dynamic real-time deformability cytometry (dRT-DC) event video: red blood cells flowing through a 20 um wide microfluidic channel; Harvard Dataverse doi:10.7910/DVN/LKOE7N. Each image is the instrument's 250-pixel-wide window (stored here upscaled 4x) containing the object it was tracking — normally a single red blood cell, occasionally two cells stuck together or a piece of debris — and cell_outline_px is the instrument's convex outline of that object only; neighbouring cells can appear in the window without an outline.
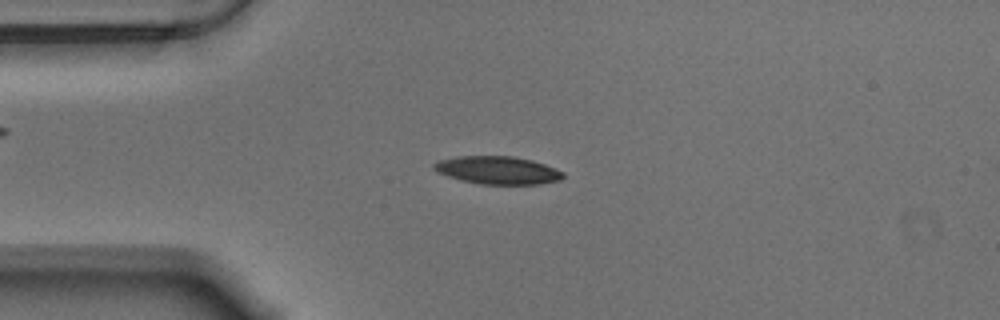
{"species": "Egyptian fruit bat (a non-hibernating species)", "species_latin": "Rousettus aegyptiacus", "temperature_condition": "warm", "stored_images_in_passage": 56, "camera_frame_rate_fps": 3000, "um_per_image_px": 0.085, "animal": {"sex": "male"}, "frame": {"image": 1, "passage_image": 13, "time_ms": 4.0, "image_size_px": [1000, 320], "cell_outline_px": [[564, 176], [560, 180], [540, 184], [480, 184], [460, 180], [436, 172], [432, 168], [432, 164], [440, 160], [456, 156], [512, 156], [532, 160], [544, 164], [564, 172]], "centroid_in_image_um": [42.27, 14.47], "position_along_channel_um": 42.7, "area_um2": 21.04}}
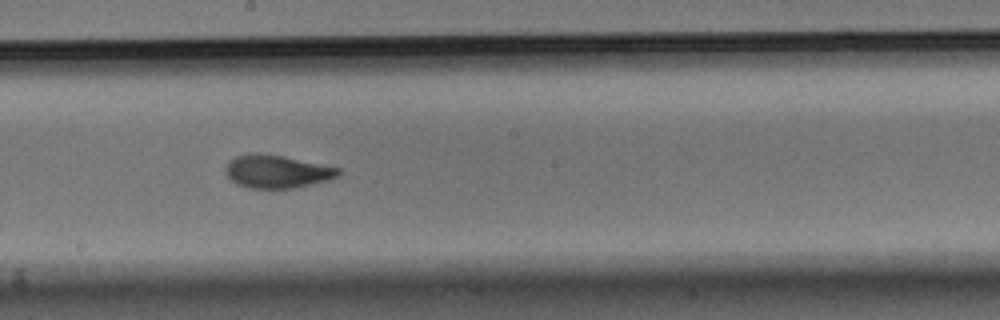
{"frame": {"image": 2, "passage_image": 30, "time_ms": 9.667, "image_size_px": [1000, 320], "cell_outline_px": [[340, 176], [328, 180], [296, 188], [248, 188], [236, 184], [224, 172], [224, 168], [228, 160], [236, 156], [252, 152], [260, 152], [284, 156], [340, 168]], "centroid_in_image_um": [23.51, 14.57], "position_along_channel_um": 224.7, "area_um2": 22.02}}
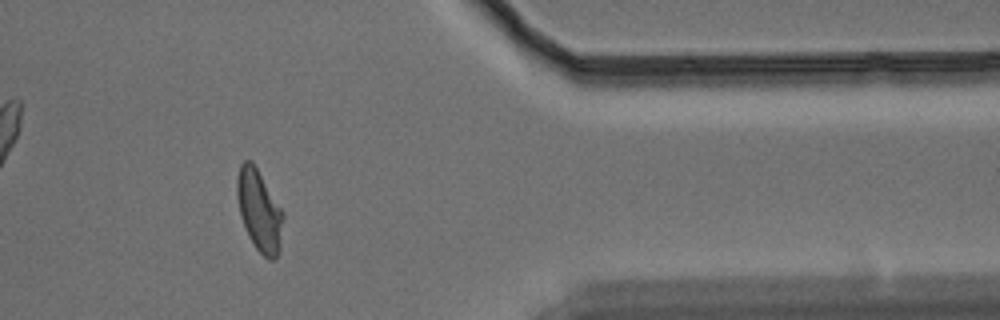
{"frame": {"image": 3, "passage_image": 46, "time_ms": 15.0, "image_size_px": [1000, 320], "cell_outline_px": [[284, 216], [280, 248], [276, 256], [272, 260], [268, 260], [256, 248], [248, 236], [240, 216], [236, 196], [236, 176], [240, 164], [244, 160], [252, 160], [284, 212]], "centroid_in_image_um": [22.02, 17.87], "position_along_channel_um": 389.4, "area_um2": 22.14}, "authors_computed_cell_mechanics": {"area_um2": 21.3571, "velocity_mm_per_s": 3.512, "shape_relaxation_time_tau1_ms": 3.8112, "shape_relaxation_time_tau2_ms": 1.9106, "deformation_change_tau1": 0.195, "deformation_change_tau2": 0.0785}}